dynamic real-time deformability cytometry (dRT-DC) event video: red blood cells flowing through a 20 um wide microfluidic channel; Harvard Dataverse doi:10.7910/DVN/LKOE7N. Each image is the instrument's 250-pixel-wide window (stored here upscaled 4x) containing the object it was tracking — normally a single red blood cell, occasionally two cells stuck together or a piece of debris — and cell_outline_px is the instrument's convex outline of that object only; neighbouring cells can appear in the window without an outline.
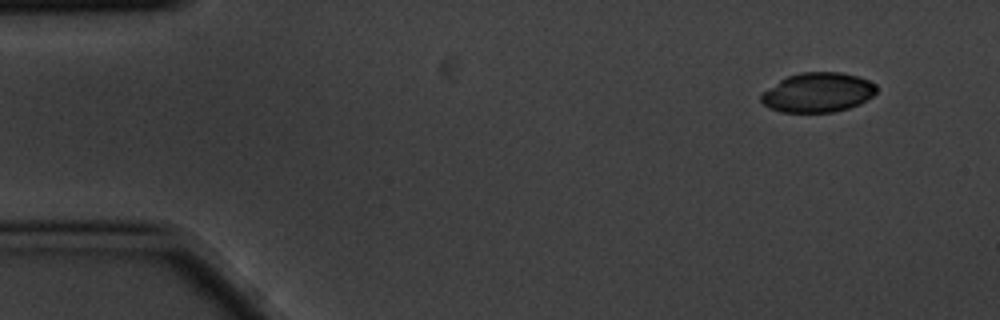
{"species": "common noctule bat (a hibernating species)", "species_latin": "Nyctalus noctula", "temperature_condition": "cold", "stored_images_in_passage": 4, "camera_frame_rate_fps": 3000, "um_per_image_px": 0.085, "animal": {"sex": "male", "body_mass_g": 20.1, "forearm_length_mm": 53.5}, "frame": {"image": 1, "passage_image": 1, "time_ms": 0.0, "image_size_px": [1000, 320], "cell_outline_px": [[876, 92], [872, 96], [860, 104], [848, 108], [832, 112], [780, 112], [768, 108], [760, 100], [760, 96], [764, 92], [780, 80], [788, 76], [800, 72], [840, 72], [856, 76], [868, 80], [876, 84]], "centroid_in_image_um": [69.51, 7.86], "position_along_channel_um": 15.5, "area_um2": 26.47}}